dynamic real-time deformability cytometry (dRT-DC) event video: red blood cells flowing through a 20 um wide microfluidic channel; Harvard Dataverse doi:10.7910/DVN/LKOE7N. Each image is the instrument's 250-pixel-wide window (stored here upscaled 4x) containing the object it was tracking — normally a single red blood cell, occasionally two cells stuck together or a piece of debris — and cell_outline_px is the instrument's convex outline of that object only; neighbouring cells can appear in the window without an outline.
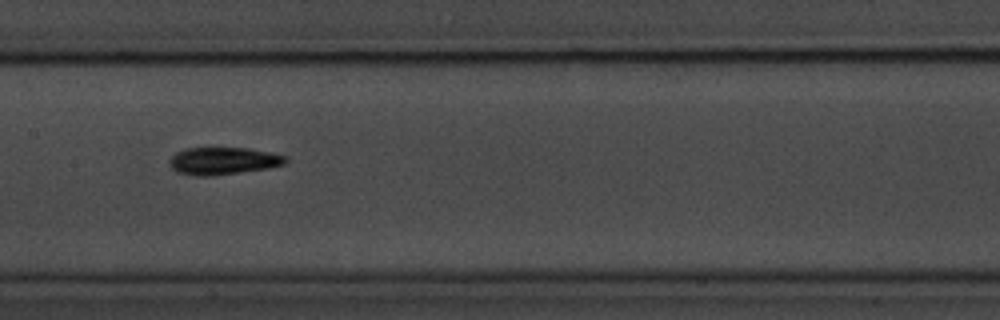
{"species": "common noctule bat (a hibernating species)", "species_latin": "Nyctalus noctula", "temperature_condition": "room temperature", "stored_images_in_passage": 40, "camera_frame_rate_fps": 3000, "um_per_image_px": 0.085, "animal": {"sex": "male", "body_mass_g": 20.1, "forearm_length_mm": 53.5}, "frame": {"image": 1, "passage_image": 12, "time_ms": 3.667, "image_size_px": [1000, 320], "cell_outline_px": [[288, 160], [284, 164], [268, 168], [212, 176], [196, 176], [176, 172], [168, 164], [168, 160], [176, 152], [184, 148], [248, 148], [268, 152], [284, 156]], "centroid_in_image_um": [18.91, 13.68], "position_along_channel_um": 188.5, "area_um2": 18.5}}
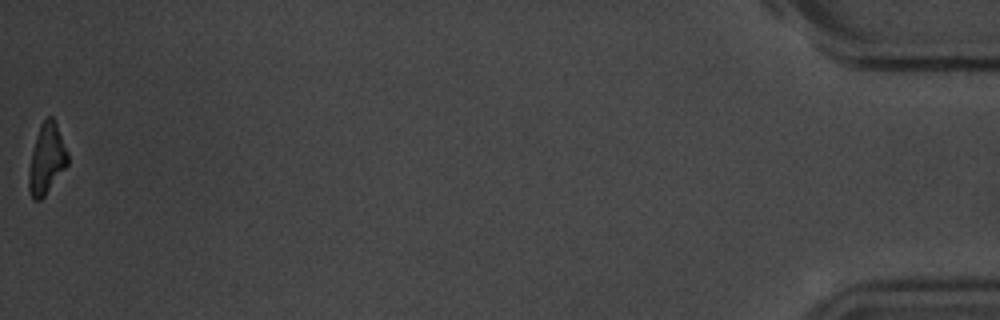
{"frame": {"image": 2, "passage_image": 40, "time_ms": 13.0, "image_size_px": [1000, 320], "cell_outline_px": [[68, 164], [44, 196], [40, 200], [32, 200], [28, 188], [28, 172], [32, 152], [36, 136], [40, 124], [48, 116], [52, 116], [56, 124], [68, 152]], "centroid_in_image_um": [3.95, 13.53], "position_along_channel_um": 431.3, "area_um2": 15.78}, "authors_computed_cell_mechanics": {"area_um2": 17.34, "velocity_mm_per_s": 3.663, "shape_relaxation_time_tau1_ms": 3.9966, "shape_relaxation_time_tau2_ms": 10.2131, "deformation_change_tau1": 0.155, "deformation_change_tau2": 0.182}}